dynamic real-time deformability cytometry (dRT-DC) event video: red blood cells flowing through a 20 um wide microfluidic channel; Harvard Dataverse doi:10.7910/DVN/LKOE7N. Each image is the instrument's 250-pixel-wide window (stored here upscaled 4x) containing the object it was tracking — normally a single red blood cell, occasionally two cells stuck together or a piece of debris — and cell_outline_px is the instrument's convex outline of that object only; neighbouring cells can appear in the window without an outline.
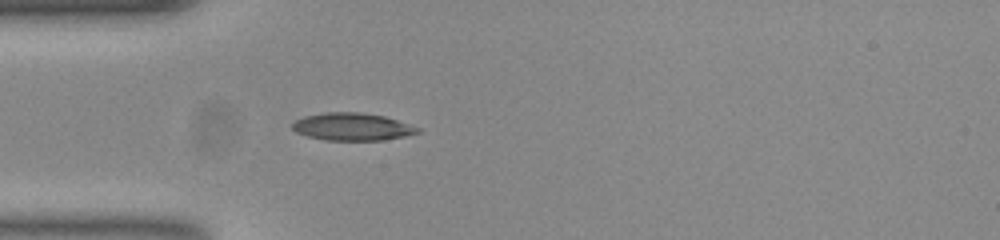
{"species": "common noctule bat (a hibernating species)", "species_latin": "Nyctalus noctula", "temperature_condition": "room temperature", "stored_images_in_passage": 39, "camera_frame_rate_fps": 3000, "um_per_image_px": 0.085, "animal": {"sex": "female", "body_mass_g": 23.0, "forearm_length_mm": 53.4}, "frame": {"image": 1, "passage_image": 1, "time_ms": 0.0, "image_size_px": [1000, 240], "cell_outline_px": [[420, 132], [404, 136], [384, 140], [324, 140], [308, 136], [296, 132], [292, 128], [292, 124], [296, 120], [304, 116], [324, 112], [360, 112], [384, 116], [420, 128]], "centroid_in_image_um": [29.92, 10.77], "position_along_channel_um": 55.1, "area_um2": 20.0}}
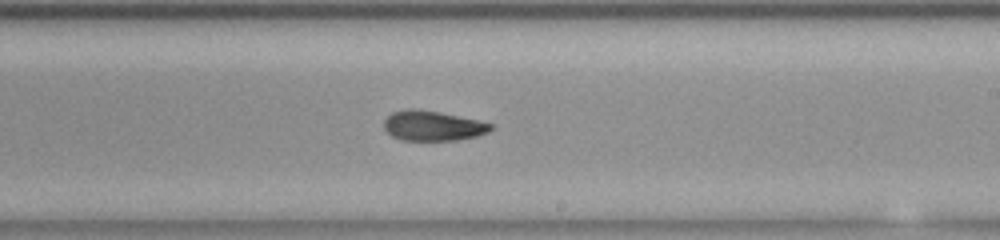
{"frame": {"image": 2, "passage_image": 17, "time_ms": 5.333, "image_size_px": [1000, 240], "cell_outline_px": [[496, 128], [488, 132], [476, 136], [456, 140], [400, 140], [392, 136], [384, 128], [384, 120], [392, 112], [408, 108], [416, 108], [440, 112], [476, 120], [492, 124]], "centroid_in_image_um": [36.77, 10.69], "position_along_channel_um": 252.2, "area_um2": 18.67}}
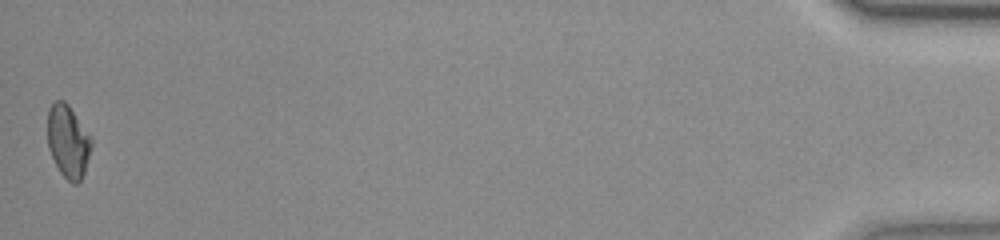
{"frame": {"image": 3, "passage_image": 39, "time_ms": 12.667, "image_size_px": [1000, 240], "cell_outline_px": [[92, 148], [84, 172], [80, 180], [76, 184], [72, 184], [60, 172], [48, 148], [48, 108], [56, 100], [64, 100], [68, 104], [92, 136]], "centroid_in_image_um": [5.8, 12.0], "position_along_channel_um": 429.4, "area_um2": 18.67}, "authors_computed_cell_mechanics": {"area_um2": 19.3052, "velocity_mm_per_s": 3.787, "shape_relaxation_time_tau1_ms": 5.5362, "shape_relaxation_time_tau2_ms": 2.5939, "deformation_change_tau1": 0.1757, "deformation_change_tau2": 0.0863}}